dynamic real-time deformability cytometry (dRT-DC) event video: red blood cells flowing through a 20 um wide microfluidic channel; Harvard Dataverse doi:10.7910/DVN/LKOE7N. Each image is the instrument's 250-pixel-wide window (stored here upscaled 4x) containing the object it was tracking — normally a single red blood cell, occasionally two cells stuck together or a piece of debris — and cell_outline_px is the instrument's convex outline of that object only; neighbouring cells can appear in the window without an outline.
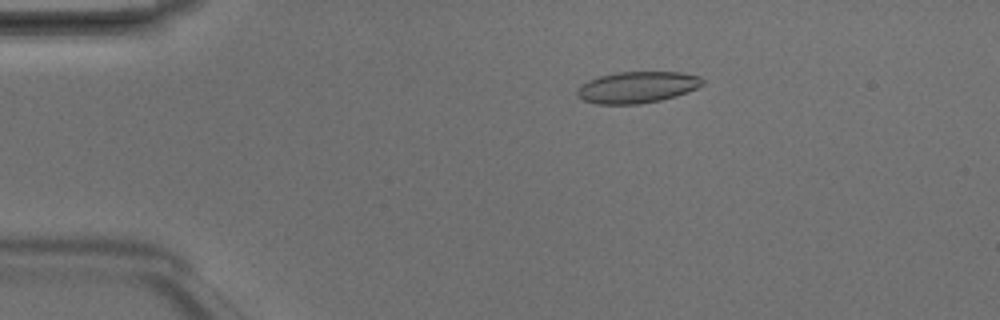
{"species": "Egyptian fruit bat (a non-hibernating species)", "species_latin": "Rousettus aegyptiacus", "temperature_condition": "room temperature", "stored_images_in_passage": 4, "camera_frame_rate_fps": 3000, "um_per_image_px": 0.085, "animal": {"sex": "male"}, "frame": {"image": 1, "passage_image": 3, "time_ms": 0.667, "image_size_px": [1000, 320], "cell_outline_px": [[704, 84], [688, 92], [676, 96], [660, 100], [640, 104], [596, 104], [584, 100], [576, 96], [576, 92], [580, 84], [588, 80], [600, 76], [620, 72], [680, 72], [700, 76], [704, 80]], "centroid_in_image_um": [54.15, 7.42], "position_along_channel_um": 30.8, "area_um2": 23.06}}